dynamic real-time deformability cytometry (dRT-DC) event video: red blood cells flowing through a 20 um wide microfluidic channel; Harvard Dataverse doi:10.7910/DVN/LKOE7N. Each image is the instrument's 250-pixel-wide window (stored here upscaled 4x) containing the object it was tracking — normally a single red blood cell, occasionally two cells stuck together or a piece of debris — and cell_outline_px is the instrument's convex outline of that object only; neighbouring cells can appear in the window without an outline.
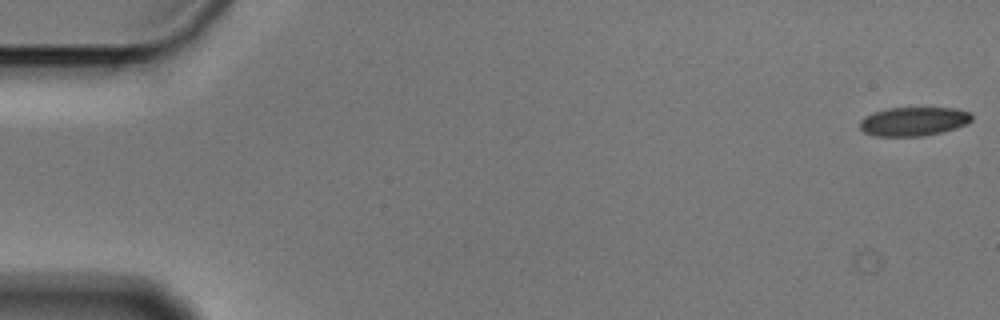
{"species": "Egyptian fruit bat (a non-hibernating species)", "species_latin": "Rousettus aegyptiacus", "temperature_condition": "cold", "stored_images_in_passage": 5, "camera_frame_rate_fps": 3000, "um_per_image_px": 0.085, "animal": {"sex": "male"}, "frame": {"image": 1, "passage_image": 1, "time_ms": 0.0, "image_size_px": [1000, 320], "cell_outline_px": [[972, 120], [968, 124], [956, 128], [940, 132], [920, 136], [876, 136], [864, 132], [860, 128], [860, 120], [864, 116], [872, 112], [888, 108], [956, 108], [972, 112]], "centroid_in_image_um": [77.67, 10.31], "position_along_channel_um": 7.3, "area_um2": 18.96}}
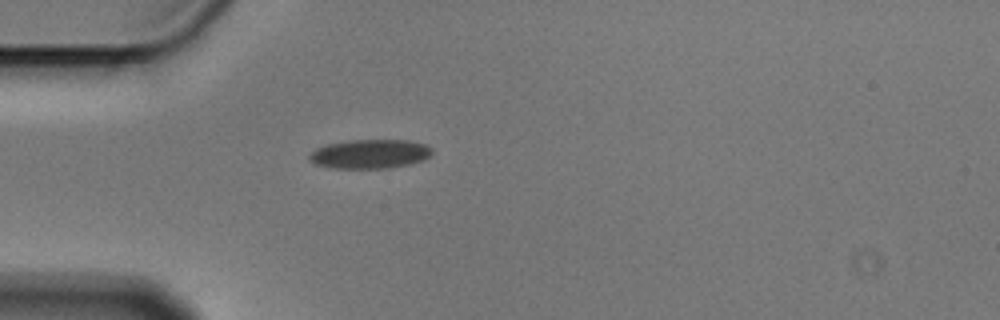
{"frame": {"image": 2, "passage_image": 5, "time_ms": 1.333, "image_size_px": [1000, 320], "cell_outline_px": [[432, 152], [424, 160], [412, 164], [388, 168], [328, 168], [312, 164], [308, 160], [308, 156], [316, 148], [328, 144], [348, 140], [408, 140], [428, 144], [432, 148]], "centroid_in_image_um": [31.43, 13.09], "position_along_channel_um": 53.6, "area_um2": 21.15}}